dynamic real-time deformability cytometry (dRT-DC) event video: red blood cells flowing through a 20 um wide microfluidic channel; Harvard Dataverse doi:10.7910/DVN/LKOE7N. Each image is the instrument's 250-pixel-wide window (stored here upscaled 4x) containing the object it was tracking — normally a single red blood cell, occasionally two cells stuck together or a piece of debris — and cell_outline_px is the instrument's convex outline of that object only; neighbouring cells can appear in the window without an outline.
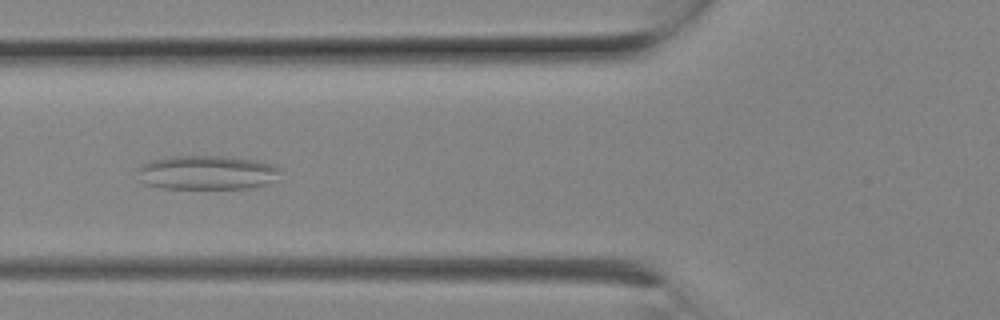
{"species": "Egyptian fruit bat (a non-hibernating species)", "species_latin": "Rousettus aegyptiacus", "temperature_condition": "room temperature", "stored_images_in_passage": 4, "camera_frame_rate_fps": 3000, "um_per_image_px": 0.085, "animal": {"sex": "female"}, "frame": {"image": 1, "passage_image": 2, "time_ms": 0.333, "image_size_px": [1000, 320], "cell_outline_px": [[280, 168], [276, 180], [264, 184], [248, 188], [164, 188], [144, 184], [136, 180], [136, 168], [140, 164], [152, 160], [172, 156], [224, 156], [252, 160], [272, 164]], "centroid_in_image_um": [17.48, 14.67], "position_along_channel_um": 108.3, "area_um2": 28.55}}